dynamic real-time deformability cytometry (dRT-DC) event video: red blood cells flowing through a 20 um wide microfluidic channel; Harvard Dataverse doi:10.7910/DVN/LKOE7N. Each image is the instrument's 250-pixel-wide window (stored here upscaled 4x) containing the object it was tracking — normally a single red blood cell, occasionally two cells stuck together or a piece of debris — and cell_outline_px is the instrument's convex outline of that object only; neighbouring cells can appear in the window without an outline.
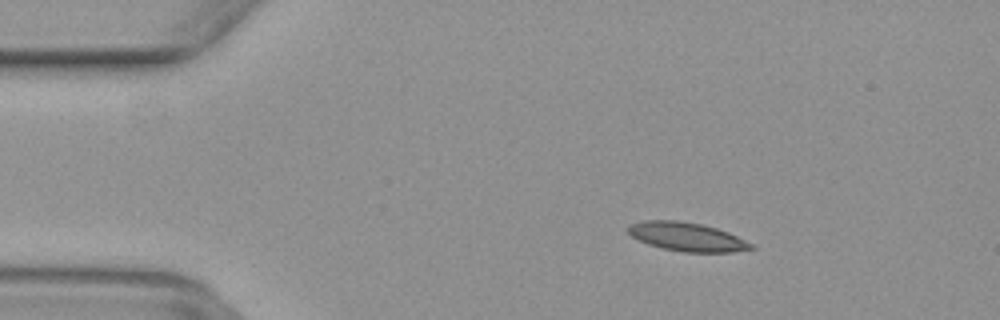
{"species": "common noctule bat (a hibernating species)", "species_latin": "Nyctalus noctula", "temperature_condition": "warm", "stored_images_in_passage": 50, "camera_frame_rate_fps": 3000, "um_per_image_px": 0.085, "animal": {"sex": "female", "body_mass_g": 29.2, "forearm_length_mm": 56.3}, "frame": {"image": 1, "passage_image": 8, "time_ms": 2.333, "image_size_px": [1000, 320], "cell_outline_px": [[756, 248], [732, 252], [684, 252], [664, 248], [648, 244], [632, 236], [628, 232], [628, 228], [632, 224], [644, 220], [676, 220], [700, 224], [716, 228], [728, 232], [752, 244]], "centroid_in_image_um": [58.4, 20.13], "position_along_channel_um": 26.6, "area_um2": 20.23}}
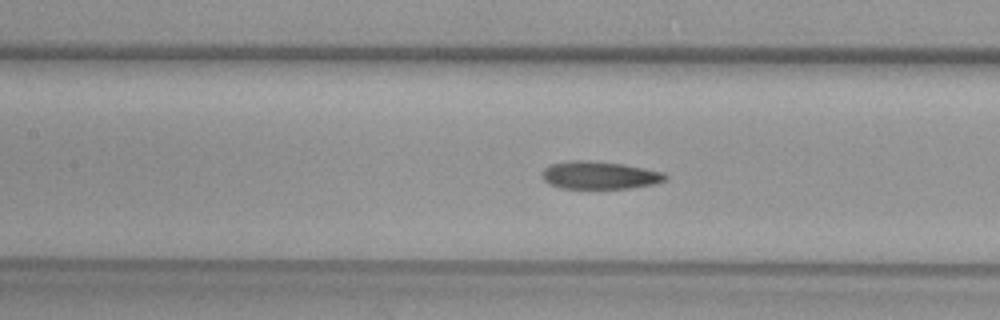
{"frame": {"image": 2, "passage_image": 22, "time_ms": 7.0, "image_size_px": [1000, 320], "cell_outline_px": [[668, 180], [656, 184], [628, 188], [560, 188], [544, 180], [540, 172], [544, 168], [552, 164], [572, 160], [588, 160], [624, 164], [664, 172], [668, 176]], "centroid_in_image_um": [51.0, 14.89], "position_along_channel_um": 156.4, "area_um2": 20.0}}
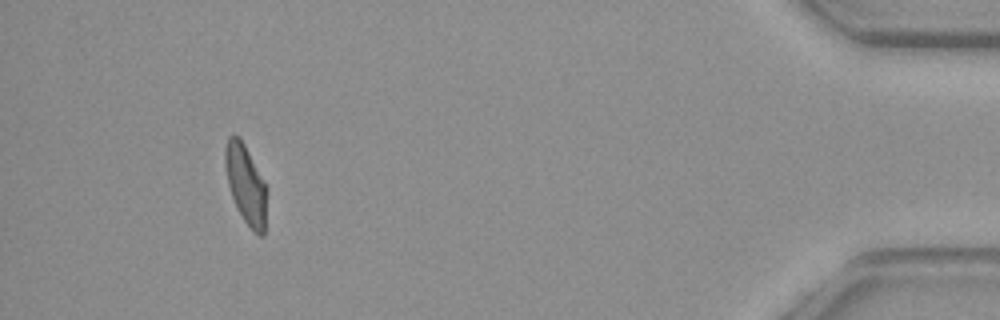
{"frame": {"image": 3, "passage_image": 46, "time_ms": 15.0, "image_size_px": [1000, 320], "cell_outline_px": [[268, 188], [264, 236], [260, 236], [252, 232], [244, 220], [232, 196], [228, 184], [224, 164], [224, 148], [228, 136], [240, 136], [264, 180]], "centroid_in_image_um": [20.91, 15.68], "position_along_channel_um": 414.3, "area_um2": 19.48}}